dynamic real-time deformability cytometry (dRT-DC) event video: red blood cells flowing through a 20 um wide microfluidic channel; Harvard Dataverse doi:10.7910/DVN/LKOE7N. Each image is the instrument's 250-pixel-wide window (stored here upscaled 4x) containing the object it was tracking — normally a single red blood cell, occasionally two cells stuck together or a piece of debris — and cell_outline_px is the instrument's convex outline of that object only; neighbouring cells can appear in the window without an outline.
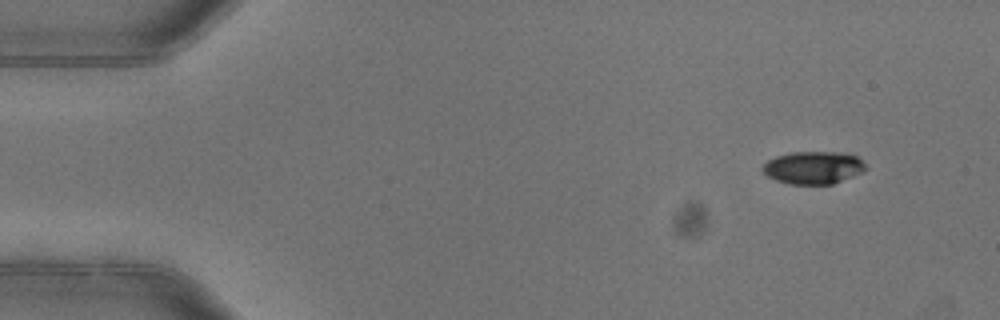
{"species": "common noctule bat (a hibernating species)", "species_latin": "Nyctalus noctula", "temperature_condition": "warm", "stored_images_in_passage": 2, "camera_frame_rate_fps": 3000, "um_per_image_px": 0.085, "animal": {"sex": "female"}, "frame": {"image": 1, "passage_image": 1, "time_ms": 0.0, "image_size_px": [1000, 320], "cell_outline_px": [[868, 168], [864, 172], [832, 184], [788, 184], [776, 180], [768, 176], [760, 168], [768, 160], [776, 156], [792, 152], [840, 152], [856, 156]], "centroid_in_image_um": [69.13, 14.25], "position_along_channel_um": 15.9, "area_um2": 19.59}}